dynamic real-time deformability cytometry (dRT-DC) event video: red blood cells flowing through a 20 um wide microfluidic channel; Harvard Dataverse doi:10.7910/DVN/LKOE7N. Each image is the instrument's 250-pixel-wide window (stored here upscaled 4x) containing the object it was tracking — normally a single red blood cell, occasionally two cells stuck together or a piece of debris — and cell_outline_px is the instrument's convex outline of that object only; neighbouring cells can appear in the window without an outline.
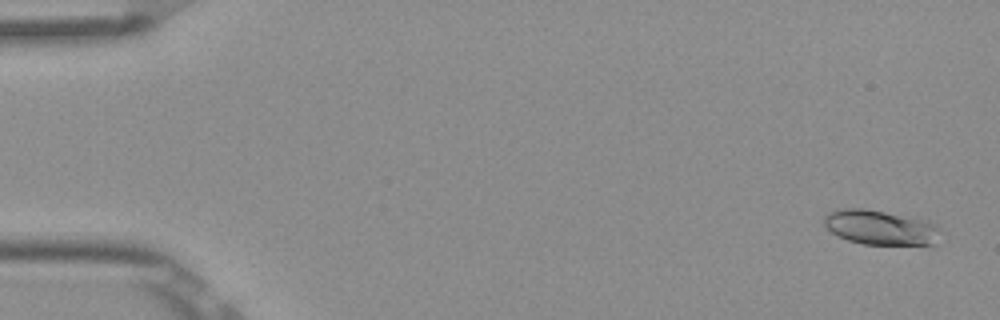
{"species": "Egyptian fruit bat (a non-hibernating species)", "species_latin": "Rousettus aegyptiacus", "temperature_condition": "room temperature", "stored_images_in_passage": 53, "camera_frame_rate_fps": 3000, "um_per_image_px": 0.085, "frame": {"image": 1, "passage_image": 2, "time_ms": 0.333, "image_size_px": [1000, 320], "cell_outline_px": [[944, 232], [936, 244], [864, 244], [848, 240], [832, 232], [824, 224], [824, 216], [828, 212], [840, 208], [864, 208], [928, 220], [936, 224]], "centroid_in_image_um": [74.9, 19.32], "position_along_channel_um": 10.1, "area_um2": 23.7}}
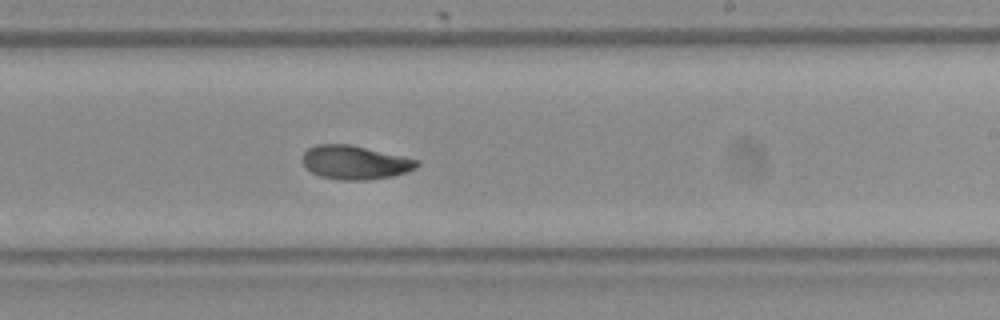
{"frame": {"image": 2, "passage_image": 32, "time_ms": 10.333, "image_size_px": [1000, 320], "cell_outline_px": [[420, 164], [416, 168], [408, 172], [392, 176], [368, 180], [340, 180], [320, 176], [312, 172], [300, 160], [304, 152], [308, 148], [316, 144], [348, 144], [420, 160]], "centroid_in_image_um": [30.17, 13.81], "position_along_channel_um": 258.8, "area_um2": 22.54}}
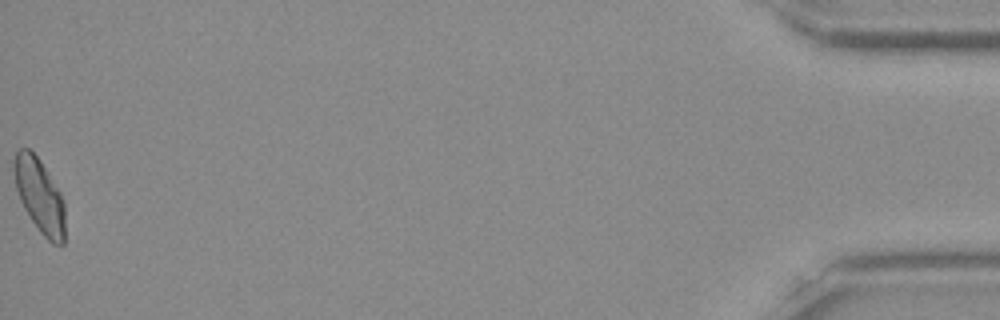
{"frame": {"image": 3, "passage_image": 53, "time_ms": 17.333, "image_size_px": [1000, 320], "cell_outline_px": [[64, 244], [52, 244], [40, 232], [24, 208], [20, 200], [16, 188], [12, 168], [12, 160], [16, 148], [28, 148], [40, 160], [60, 192], [64, 204]], "centroid_in_image_um": [3.33, 16.59], "position_along_channel_um": 431.9, "area_um2": 22.08}, "authors_computed_cell_mechanics": {"area_um2": 22.253, "velocity_mm_per_s": 3.8665, "shape_relaxation_time_tau1_ms": 7.6521, "shape_relaxation_time_tau2_ms": 6.1385, "deformation_change_tau1": 0.2116, "deformation_change_tau2": 0.0887}}